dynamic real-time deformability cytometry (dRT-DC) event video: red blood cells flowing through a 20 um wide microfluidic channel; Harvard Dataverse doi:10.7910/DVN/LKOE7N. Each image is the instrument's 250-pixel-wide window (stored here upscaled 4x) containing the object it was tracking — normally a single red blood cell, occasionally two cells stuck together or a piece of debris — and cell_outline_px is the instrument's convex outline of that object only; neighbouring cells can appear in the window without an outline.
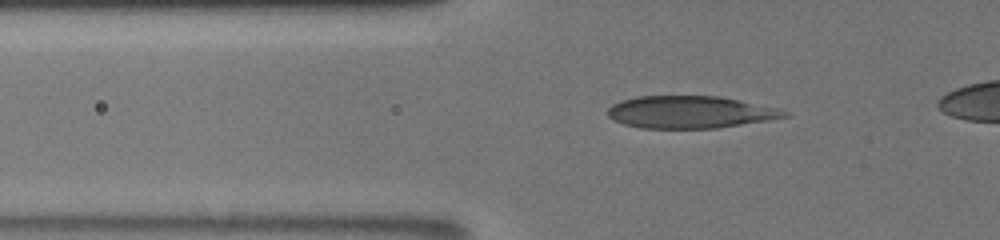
{"species": "human", "species_latin": "Homo sapiens", "temperature_condition": "room temperature", "stored_images_in_passage": 14, "camera_frame_rate_fps": 3000, "um_per_image_px": 0.085, "donor": {"sex": "male"}, "frame": {"image": 1, "passage_image": 12, "time_ms": 4.0, "image_size_px": [1000, 240], "cell_outline_px": [[792, 116], [772, 120], [716, 128], [640, 128], [624, 124], [612, 120], [608, 116], [608, 108], [612, 104], [620, 100], [636, 96], [720, 96], [780, 108], [788, 112]], "centroid_in_image_um": [58.69, 9.53], "position_along_channel_um": 67.1, "area_um2": 33.64}}